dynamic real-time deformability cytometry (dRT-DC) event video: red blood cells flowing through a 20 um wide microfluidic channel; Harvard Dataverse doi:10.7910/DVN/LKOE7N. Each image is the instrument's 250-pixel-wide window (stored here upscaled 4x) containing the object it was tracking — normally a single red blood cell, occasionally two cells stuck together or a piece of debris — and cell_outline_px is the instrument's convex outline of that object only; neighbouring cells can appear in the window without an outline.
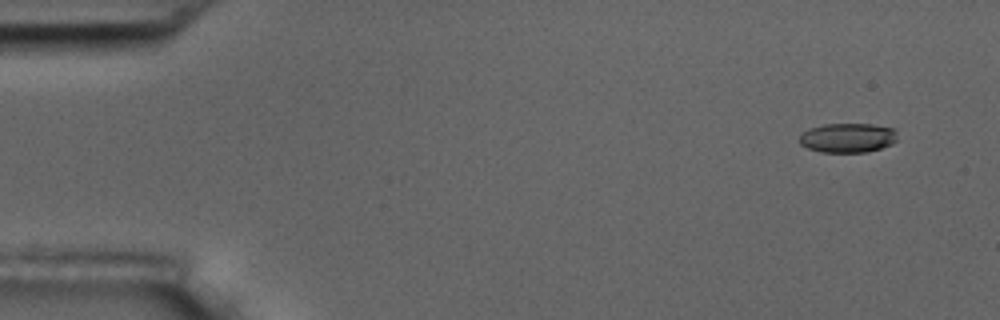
{"species": "common noctule bat (a hibernating species)", "species_latin": "Nyctalus noctula", "temperature_condition": "room temperature", "stored_images_in_passage": 8, "camera_frame_rate_fps": 3000, "um_per_image_px": 0.085, "animal": {"sex": "male", "body_mass_g": 17.5, "forearm_length_mm": 52.3}, "frame": {"image": 1, "passage_image": 1, "time_ms": 0.0, "image_size_px": [1000, 320], "cell_outline_px": [[896, 140], [892, 144], [868, 152], [820, 152], [808, 148], [800, 144], [800, 132], [808, 128], [824, 124], [872, 124], [892, 128], [896, 132]], "centroid_in_image_um": [72.02, 11.71], "position_along_channel_um": 13.0, "area_um2": 16.88}}
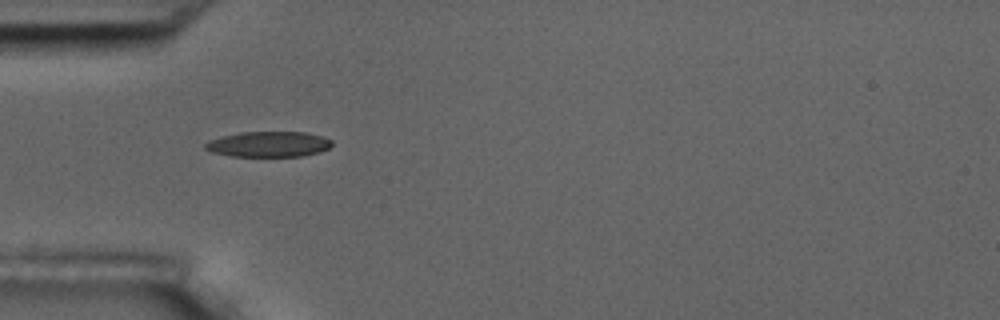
{"frame": {"image": 2, "passage_image": 5, "time_ms": 4.667, "image_size_px": [1000, 320], "cell_outline_px": [[332, 144], [328, 148], [320, 152], [304, 156], [232, 156], [212, 152], [204, 148], [204, 144], [208, 140], [240, 132], [304, 132], [320, 136], [332, 140]], "centroid_in_image_um": [22.82, 12.26], "position_along_channel_um": 62.2, "area_um2": 18.73}}
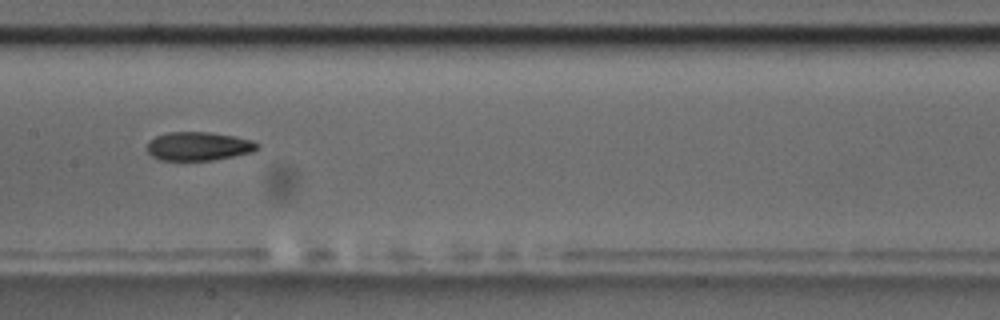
{"frame": {"image": 3, "passage_image": 8, "time_ms": 8.333, "image_size_px": [1000, 320], "cell_outline_px": [[260, 148], [252, 152], [236, 156], [212, 160], [160, 160], [152, 156], [148, 152], [148, 140], [156, 136], [168, 132], [208, 132], [236, 136], [252, 140], [260, 144]], "centroid_in_image_um": [16.91, 12.43], "position_along_channel_um": 190.5, "area_um2": 18.55}}